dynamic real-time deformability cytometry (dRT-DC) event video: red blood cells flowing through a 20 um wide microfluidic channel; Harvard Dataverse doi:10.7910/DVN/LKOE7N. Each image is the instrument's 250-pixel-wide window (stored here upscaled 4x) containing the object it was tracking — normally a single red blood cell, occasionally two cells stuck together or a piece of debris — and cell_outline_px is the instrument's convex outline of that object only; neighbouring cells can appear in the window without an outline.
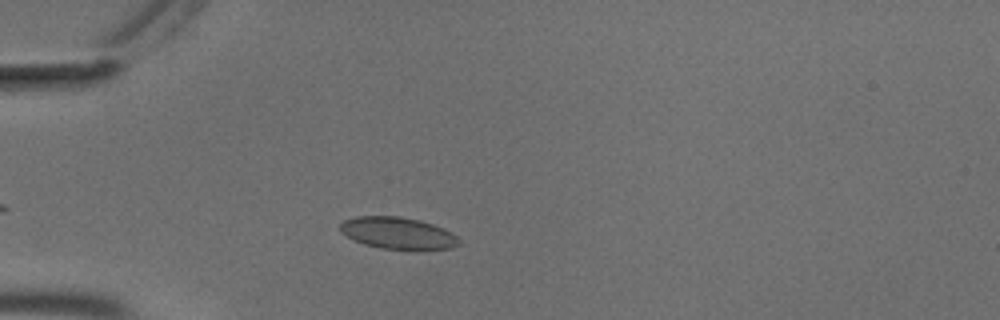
{"species": "common noctule bat (a hibernating species)", "species_latin": "Nyctalus noctula", "temperature_condition": "cold", "stored_images_in_passage": 44, "camera_frame_rate_fps": 3000, "um_per_image_px": 0.085, "animal": {"sex": "male", "body_mass_g": 18.8}, "frame": {"image": 1, "passage_image": 8, "time_ms": 2.333, "image_size_px": [1000, 320], "cell_outline_px": [[460, 244], [452, 248], [416, 252], [380, 248], [364, 244], [340, 232], [340, 224], [344, 220], [356, 216], [400, 216], [420, 220], [444, 228], [452, 232], [460, 240]], "centroid_in_image_um": [33.88, 19.85], "position_along_channel_um": 51.1, "area_um2": 22.72}}
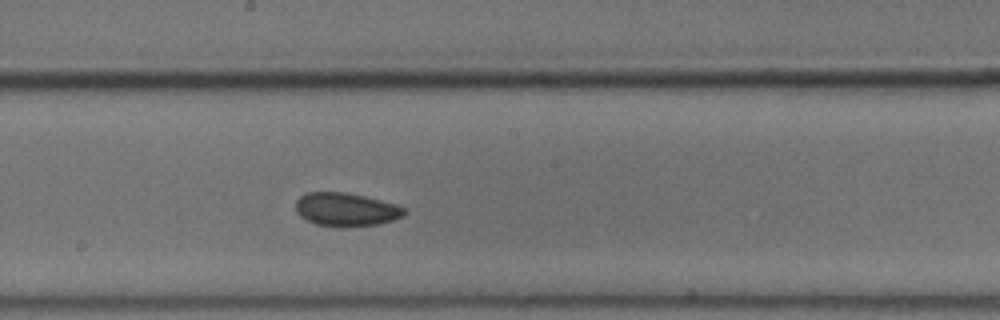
{"frame": {"image": 2, "passage_image": 23, "time_ms": 7.333, "image_size_px": [1000, 320], "cell_outline_px": [[408, 212], [404, 216], [392, 220], [376, 224], [316, 224], [300, 216], [296, 212], [296, 200], [304, 192], [348, 192], [396, 204], [408, 208]], "centroid_in_image_um": [29.43, 17.75], "position_along_channel_um": 218.8, "area_um2": 20.58}}
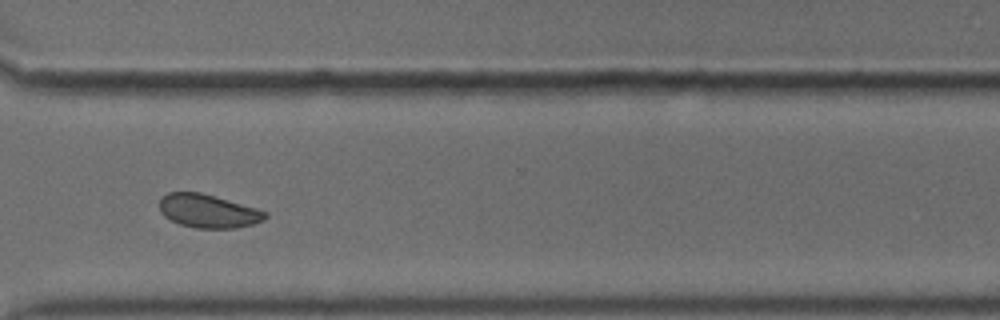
{"frame": {"image": 3, "passage_image": 34, "time_ms": 11.0, "image_size_px": [1000, 320], "cell_outline_px": [[268, 216], [264, 220], [252, 224], [236, 228], [192, 228], [180, 224], [164, 216], [160, 212], [160, 200], [168, 192], [200, 192], [256, 208], [268, 212]], "centroid_in_image_um": [17.7, 17.95], "position_along_channel_um": 352.9, "area_um2": 20.52}, "authors_computed_cell_mechanics": {"area_um2": 20.9525, "velocity_mm_per_s": 3.6643, "shape_relaxation_time_tau1_ms": 8.2726, "shape_relaxation_time_tau2_ms": 1.2113, "deformation_change_tau1": 0.073, "deformation_change_tau2": 0.0351}}